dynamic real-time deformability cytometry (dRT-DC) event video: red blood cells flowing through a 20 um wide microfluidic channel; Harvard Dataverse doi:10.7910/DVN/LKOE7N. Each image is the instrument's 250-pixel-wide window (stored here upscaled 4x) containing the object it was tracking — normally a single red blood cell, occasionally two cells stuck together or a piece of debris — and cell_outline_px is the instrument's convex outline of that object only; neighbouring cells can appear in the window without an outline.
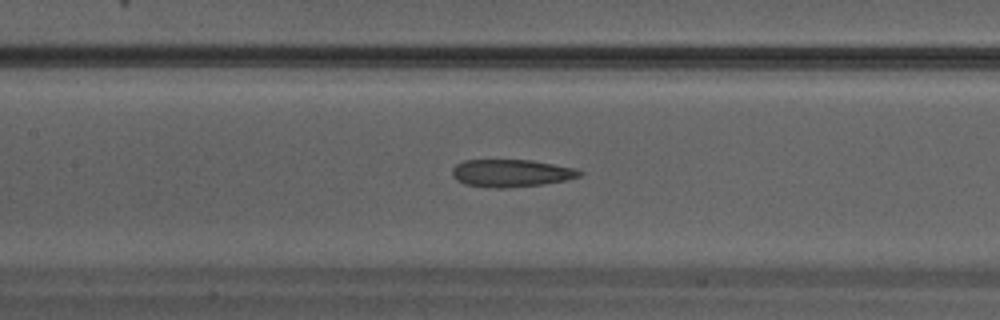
{"species": "Egyptian fruit bat (a non-hibernating species)", "species_latin": "Rousettus aegyptiacus", "temperature_condition": "warm", "stored_images_in_passage": 21, "camera_frame_rate_fps": 3000, "um_per_image_px": 0.085, "animal": {"sex": "male"}, "frame": {"image": 1, "passage_image": 6, "time_ms": 1.667, "image_size_px": [1000, 320], "cell_outline_px": [[584, 172], [580, 176], [568, 180], [544, 184], [508, 188], [496, 188], [464, 184], [456, 180], [452, 176], [452, 168], [456, 164], [464, 160], [532, 160], [576, 168]], "centroid_in_image_um": [43.46, 14.72], "position_along_channel_um": 163.9, "area_um2": 20.63}}
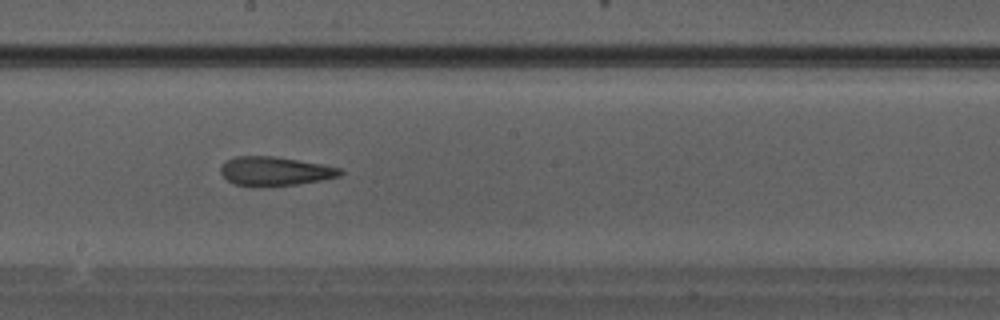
{"frame": {"image": 2, "passage_image": 9, "time_ms": 2.667, "image_size_px": [1000, 320], "cell_outline_px": [[344, 172], [340, 176], [320, 180], [296, 184], [236, 184], [228, 180], [220, 172], [220, 168], [224, 160], [236, 156], [272, 156], [320, 164], [340, 168]], "centroid_in_image_um": [23.36, 14.51], "position_along_channel_um": 224.8, "area_um2": 19.36}}